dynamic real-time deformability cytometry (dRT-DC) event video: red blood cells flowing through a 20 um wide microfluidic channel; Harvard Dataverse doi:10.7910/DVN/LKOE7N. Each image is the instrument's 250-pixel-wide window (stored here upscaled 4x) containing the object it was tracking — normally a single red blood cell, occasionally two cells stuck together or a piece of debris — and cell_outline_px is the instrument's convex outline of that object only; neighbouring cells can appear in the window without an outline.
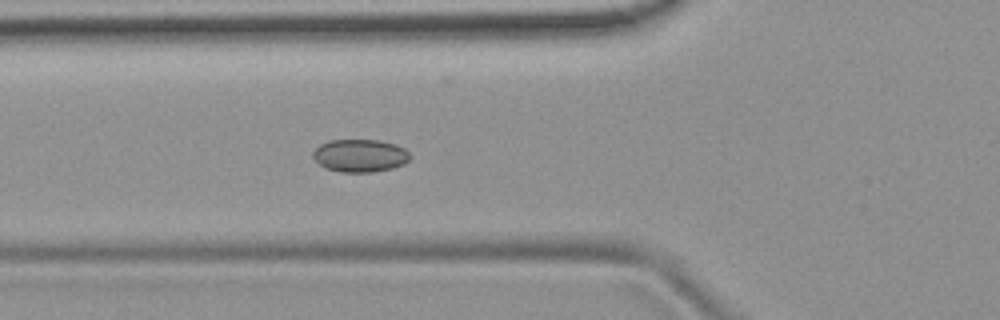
{"species": "common noctule bat (a hibernating species)", "species_latin": "Nyctalus noctula", "temperature_condition": "room temperature", "stored_images_in_passage": 5, "camera_frame_rate_fps": 3000, "um_per_image_px": 0.085, "animal": {"sex": "female", "body_mass_g": 19.9}, "frame": {"image": 1, "passage_image": 5, "time_ms": 1.333, "image_size_px": [1000, 320], "cell_outline_px": [[412, 156], [404, 164], [392, 168], [372, 172], [340, 172], [324, 168], [312, 156], [312, 152], [320, 144], [328, 140], [380, 140], [396, 144], [404, 148]], "centroid_in_image_um": [30.6, 13.22], "position_along_channel_um": 95.2, "area_um2": 18.67}}